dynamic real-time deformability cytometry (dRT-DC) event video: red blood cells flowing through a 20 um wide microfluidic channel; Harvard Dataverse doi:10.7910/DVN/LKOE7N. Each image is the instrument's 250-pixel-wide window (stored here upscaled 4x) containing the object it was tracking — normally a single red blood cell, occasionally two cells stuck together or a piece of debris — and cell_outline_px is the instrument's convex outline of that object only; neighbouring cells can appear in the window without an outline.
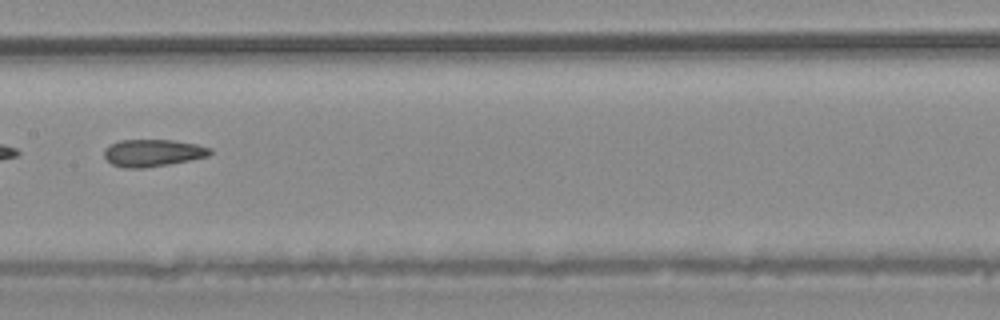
{"species": "common noctule bat (a hibernating species)", "species_latin": "Nyctalus noctula", "temperature_condition": "warm", "stored_images_in_passage": 29, "camera_frame_rate_fps": 3000, "um_per_image_px": 0.085, "animal": {"sex": "male", "body_mass_g": 20.4}, "frame": {"image": 1, "passage_image": 9, "time_ms": 2.667, "image_size_px": [1000, 320], "cell_outline_px": [[212, 152], [208, 156], [168, 164], [144, 168], [124, 168], [112, 164], [104, 156], [104, 148], [108, 144], [120, 140], [172, 140], [196, 144], [212, 148]], "centroid_in_image_um": [12.95, 12.99], "position_along_channel_um": 194.4, "area_um2": 16.76}}